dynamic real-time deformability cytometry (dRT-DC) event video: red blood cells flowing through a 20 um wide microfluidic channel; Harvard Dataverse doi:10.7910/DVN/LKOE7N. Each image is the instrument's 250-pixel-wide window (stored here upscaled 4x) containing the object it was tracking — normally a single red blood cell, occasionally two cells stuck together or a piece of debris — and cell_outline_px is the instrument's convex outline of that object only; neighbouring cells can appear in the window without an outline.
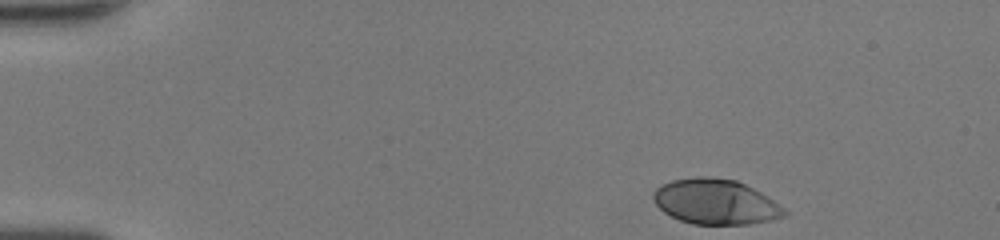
{"species": "human", "species_latin": "Homo sapiens", "temperature_condition": "room temperature", "stored_images_in_passage": 40, "camera_frame_rate_fps": 3000, "um_per_image_px": 0.085, "donor": {"sex": "female"}, "frame": {"image": 1, "passage_image": 1, "time_ms": 0.0, "image_size_px": [1000, 240], "cell_outline_px": [[756, 220], [736, 224], [696, 224], [672, 216], [660, 208], [656, 200], [656, 192], [660, 188], [676, 180], [732, 180], [748, 188]], "centroid_in_image_um": [60.09, 17.14], "position_along_channel_um": 24.9, "area_um2": 26.59}}
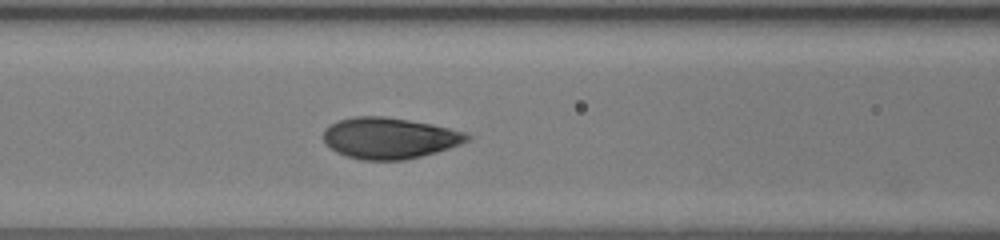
{"frame": {"image": 2, "passage_image": 16, "time_ms": 5.0, "image_size_px": [1000, 240], "cell_outline_px": [[464, 136], [460, 140], [452, 144], [416, 156], [388, 160], [380, 160], [352, 156], [340, 152], [328, 144], [324, 136], [328, 128], [344, 120], [400, 120], [424, 124], [440, 128]], "centroid_in_image_um": [32.93, 11.79], "position_along_channel_um": 133.7, "area_um2": 29.3}}
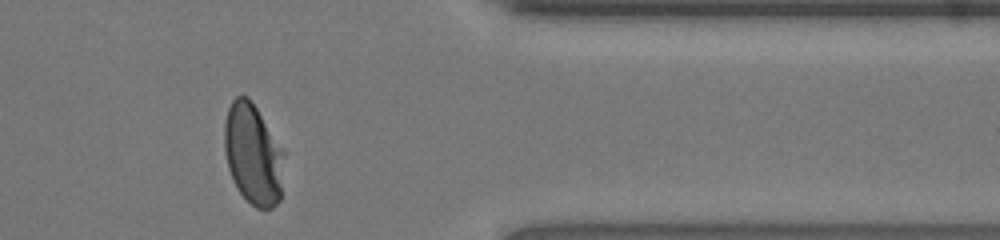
{"frame": {"image": 3, "passage_image": 35, "time_ms": 11.333, "image_size_px": [1000, 240], "cell_outline_px": [[280, 196], [268, 208], [260, 208], [252, 204], [240, 192], [232, 176], [228, 164], [228, 112], [232, 104], [240, 96], [244, 96], [252, 104], [264, 128], [280, 188]], "centroid_in_image_um": [21.34, 13.23], "position_along_channel_um": 390.1, "area_um2": 28.38}, "authors_computed_cell_mechanics": {"area_um2": 29.7092, "velocity_mm_per_s": 4.2651, "shape_relaxation_time_tau1_ms": 3.0802, "shape_relaxation_time_tau2_ms": null, "deformation_change_tau1": 0.1813, "deformation_change_tau2": null}}